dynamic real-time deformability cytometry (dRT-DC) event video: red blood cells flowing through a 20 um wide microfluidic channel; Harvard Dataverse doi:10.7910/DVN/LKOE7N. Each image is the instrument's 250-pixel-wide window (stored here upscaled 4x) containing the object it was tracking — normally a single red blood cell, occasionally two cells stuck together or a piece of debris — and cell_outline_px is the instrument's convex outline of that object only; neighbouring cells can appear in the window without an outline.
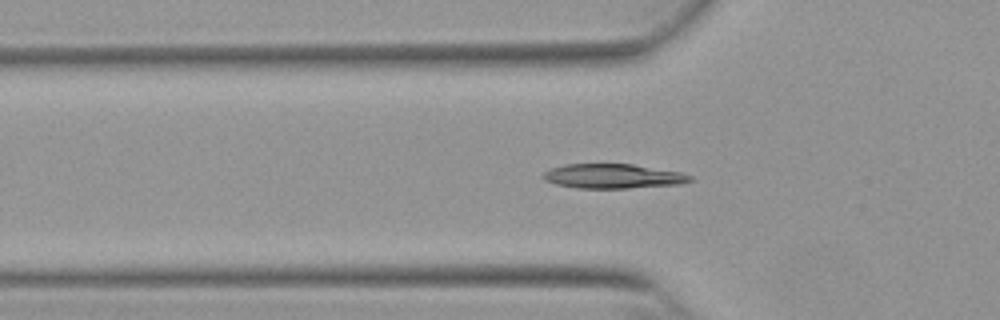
{"species": "Egyptian fruit bat (a non-hibernating species)", "species_latin": "Rousettus aegyptiacus", "temperature_condition": "warm", "stored_images_in_passage": 54, "camera_frame_rate_fps": 3000, "um_per_image_px": 0.085, "animal": {"sex": "female"}, "frame": {"image": 1, "passage_image": 18, "time_ms": 5.667, "image_size_px": [1000, 320], "cell_outline_px": [[692, 180], [680, 184], [628, 188], [576, 188], [556, 184], [544, 180], [540, 176], [544, 172], [552, 168], [564, 164], [632, 164], [680, 172], [692, 176]], "centroid_in_image_um": [52.07, 14.97], "position_along_channel_um": 73.7, "area_um2": 20.92}}
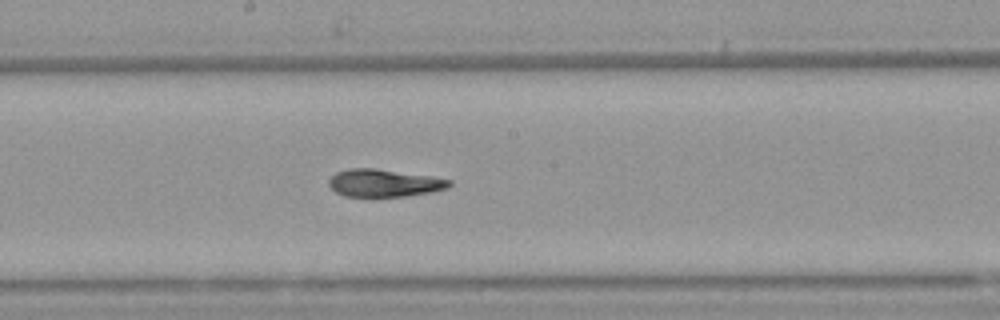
{"frame": {"image": 2, "passage_image": 29, "time_ms": 9.333, "image_size_px": [1000, 320], "cell_outline_px": [[452, 184], [448, 188], [432, 192], [404, 196], [344, 196], [336, 192], [328, 184], [328, 180], [336, 172], [348, 168], [376, 168], [432, 176], [452, 180]], "centroid_in_image_um": [32.66, 15.54], "position_along_channel_um": 215.5, "area_um2": 19.42}}
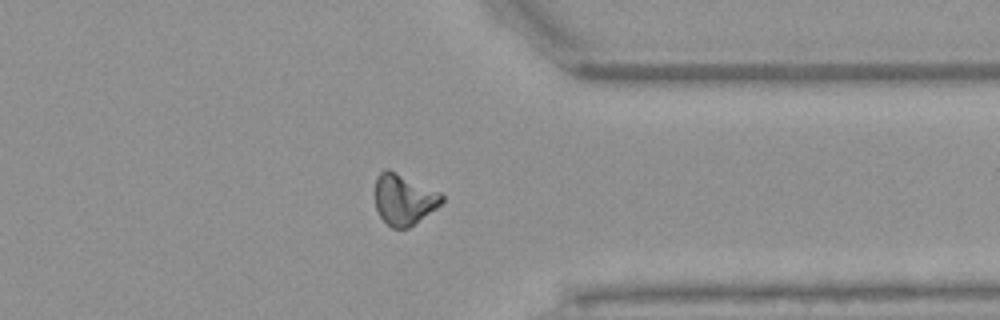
{"frame": {"image": 3, "passage_image": 42, "time_ms": 13.667, "image_size_px": [1000, 320], "cell_outline_px": [[444, 200], [436, 208], [408, 228], [392, 228], [380, 216], [376, 208], [376, 176], [380, 172], [388, 168], [440, 192], [444, 196]], "centroid_in_image_um": [34.33, 16.94], "position_along_channel_um": 377.1, "area_um2": 19.54}, "authors_computed_cell_mechanics": {"area_um2": 19.8543, "velocity_mm_per_s": 3.865, "shape_relaxation_time_tau1_ms": 7.0917, "shape_relaxation_time_tau2_ms": 2.8253, "deformation_change_tau1": 0.2233, "deformation_change_tau2": 0.0899}}